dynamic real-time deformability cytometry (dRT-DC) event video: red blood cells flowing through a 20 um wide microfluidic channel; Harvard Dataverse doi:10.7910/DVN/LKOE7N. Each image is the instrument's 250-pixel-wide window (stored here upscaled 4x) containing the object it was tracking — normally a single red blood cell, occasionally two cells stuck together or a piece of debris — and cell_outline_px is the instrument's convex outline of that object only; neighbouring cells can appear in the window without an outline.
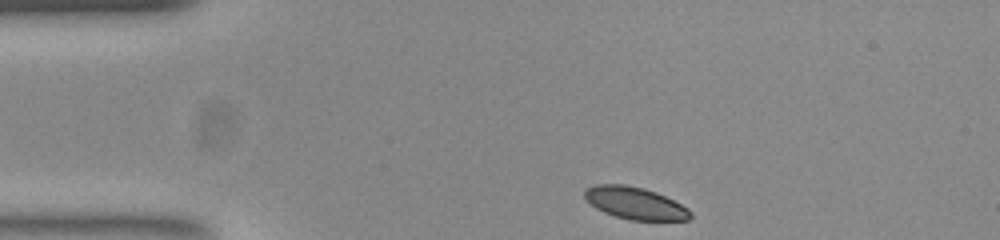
{"species": "common noctule bat (a hibernating species)", "species_latin": "Nyctalus noctula", "temperature_condition": "room temperature", "stored_images_in_passage": 36, "camera_frame_rate_fps": 3000, "um_per_image_px": 0.085, "animal": {"sex": "female", "body_mass_g": 23.0, "forearm_length_mm": 53.4}, "frame": {"image": 1, "passage_image": 1, "time_ms": 0.0, "image_size_px": [1000, 240], "cell_outline_px": [[692, 216], [688, 220], [628, 220], [604, 212], [596, 208], [584, 196], [584, 188], [596, 184], [624, 184], [644, 188], [656, 192], [688, 208], [692, 212]], "centroid_in_image_um": [53.97, 17.26], "position_along_channel_um": 31.0, "area_um2": 19.77}}
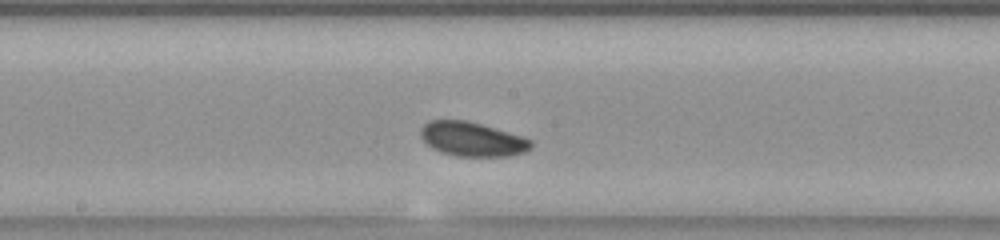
{"frame": {"image": 2, "passage_image": 19, "time_ms": 6.0, "image_size_px": [1000, 240], "cell_outline_px": [[532, 148], [524, 152], [508, 156], [456, 156], [440, 152], [432, 148], [420, 136], [420, 128], [428, 120], [464, 120], [480, 124], [520, 136], [532, 140]], "centroid_in_image_um": [40.1, 11.83], "position_along_channel_um": 208.1, "area_um2": 21.85}}
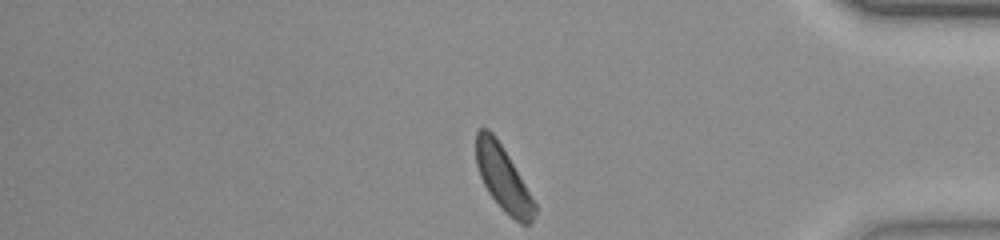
{"frame": {"image": 3, "passage_image": 36, "time_ms": 11.667, "image_size_px": [1000, 240], "cell_outline_px": [[536, 212], [532, 220], [528, 224], [520, 224], [488, 192], [480, 176], [476, 164], [476, 132], [480, 128], [488, 128], [492, 132], [508, 156], [536, 204]], "centroid_in_image_um": [42.74, 15.12], "position_along_channel_um": 392.5, "area_um2": 21.27}, "authors_computed_cell_mechanics": {"area_um2": 21.4727, "velocity_mm_per_s": 3.7749, "shape_relaxation_time_tau1_ms": 0.8507, "shape_relaxation_time_tau2_ms": null, "deformation_change_tau1": 0.0522, "deformation_change_tau2": null}}